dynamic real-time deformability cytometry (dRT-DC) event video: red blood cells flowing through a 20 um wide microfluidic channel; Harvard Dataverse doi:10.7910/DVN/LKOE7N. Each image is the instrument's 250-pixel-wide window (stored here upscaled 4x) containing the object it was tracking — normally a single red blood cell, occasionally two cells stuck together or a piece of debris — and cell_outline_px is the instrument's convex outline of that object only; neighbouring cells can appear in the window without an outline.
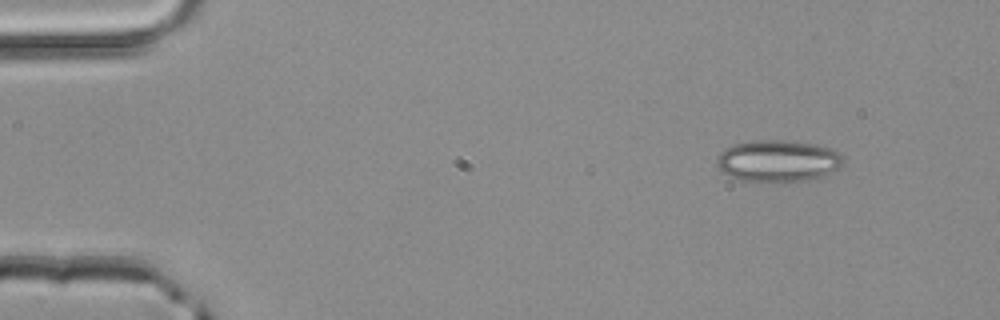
{"species": "common noctule bat (a hibernating species)", "species_latin": "Nyctalus noctula", "temperature_condition": "room temperature", "stored_images_in_passage": 4, "camera_frame_rate_fps": 3000, "um_per_image_px": 0.085, "animal": {"sex": "male", "body_mass_g": 20.4}, "frame": {"image": 1, "passage_image": 1, "time_ms": 0.0, "image_size_px": [1000, 320], "cell_outline_px": [[844, 164], [832, 172], [816, 180], [784, 184], [740, 180], [720, 172], [716, 168], [716, 160], [720, 152], [724, 148], [732, 144], [752, 140], [784, 140], [816, 144], [832, 148], [840, 152], [844, 156]], "centroid_in_image_um": [66.15, 13.71], "position_along_channel_um": 18.9, "area_um2": 32.19}}